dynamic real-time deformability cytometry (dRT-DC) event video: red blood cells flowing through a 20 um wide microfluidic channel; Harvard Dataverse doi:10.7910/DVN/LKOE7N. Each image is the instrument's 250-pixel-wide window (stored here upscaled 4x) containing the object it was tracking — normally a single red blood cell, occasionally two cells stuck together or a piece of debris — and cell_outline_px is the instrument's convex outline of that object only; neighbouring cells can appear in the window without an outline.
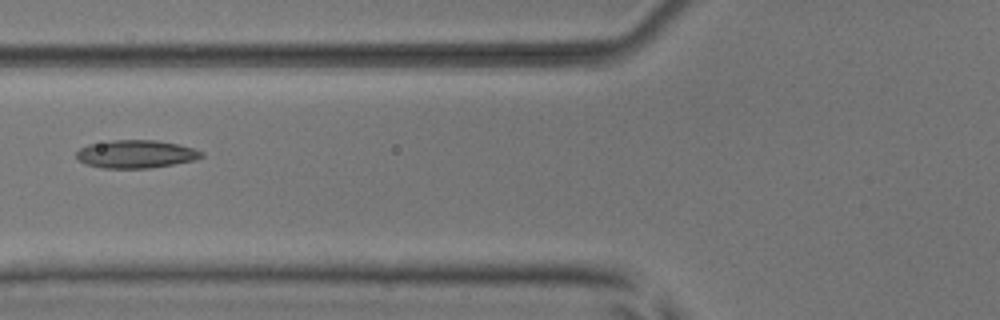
{"species": "common noctule bat (a hibernating species)", "species_latin": "Nyctalus noctula", "temperature_condition": "room temperature", "stored_images_in_passage": 7, "camera_frame_rate_fps": 3000, "um_per_image_px": 0.085, "animal": {"sex": "male", "body_mass_g": 17.9, "forearm_length_mm": 54.2}, "frame": {"image": 1, "passage_image": 6, "time_ms": 1.667, "image_size_px": [1000, 320], "cell_outline_px": [[204, 156], [196, 160], [148, 168], [100, 168], [84, 164], [76, 160], [76, 152], [80, 148], [88, 144], [112, 140], [156, 140], [176, 144], [192, 148], [204, 152]], "centroid_in_image_um": [11.51, 13.1], "position_along_channel_um": 114.3, "area_um2": 20.52}}
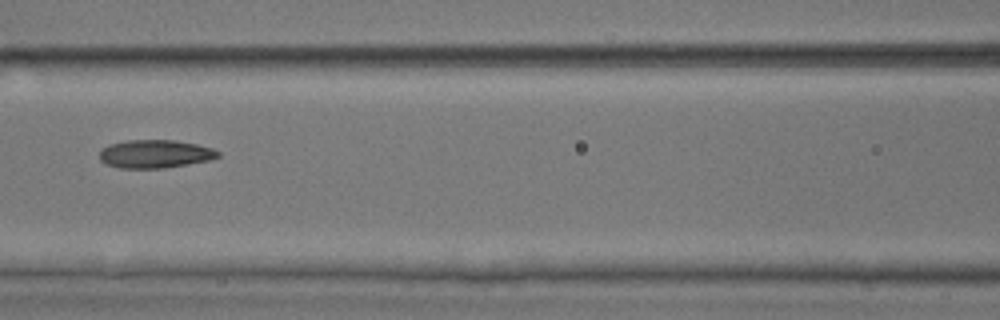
{"frame": {"image": 2, "passage_image": 7, "time_ms": 2.0, "image_size_px": [1000, 320], "cell_outline_px": [[220, 156], [208, 160], [188, 164], [164, 168], [120, 168], [104, 164], [100, 160], [100, 148], [108, 144], [128, 140], [176, 140], [196, 144], [212, 148], [220, 152]], "centroid_in_image_um": [13.14, 13.08], "position_along_channel_um": 153.5, "area_um2": 19.59}}